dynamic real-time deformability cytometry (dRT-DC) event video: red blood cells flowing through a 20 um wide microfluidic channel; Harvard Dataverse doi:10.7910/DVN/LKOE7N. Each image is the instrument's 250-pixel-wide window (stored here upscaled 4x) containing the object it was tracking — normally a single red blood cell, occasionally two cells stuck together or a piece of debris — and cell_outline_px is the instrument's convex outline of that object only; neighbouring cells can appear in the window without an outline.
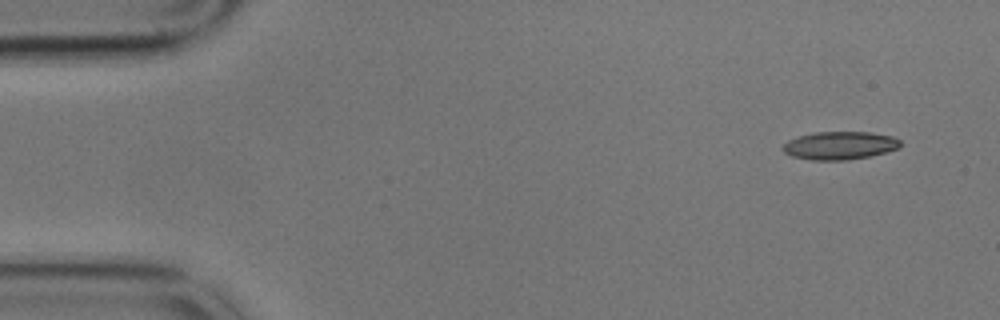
{"species": "common noctule bat (a hibernating species)", "species_latin": "Nyctalus noctula", "temperature_condition": "cold", "stored_images_in_passage": 55, "camera_frame_rate_fps": 3000, "um_per_image_px": 0.085, "animal": {"sex": "male", "body_mass_g": 17.9}, "frame": {"image": 1, "passage_image": 1, "time_ms": 0.0, "image_size_px": [1000, 320], "cell_outline_px": [[900, 148], [868, 156], [848, 160], [812, 160], [792, 156], [784, 152], [780, 148], [788, 140], [800, 136], [816, 132], [872, 132], [892, 136], [900, 140]], "centroid_in_image_um": [71.37, 12.36], "position_along_channel_um": 13.6, "area_um2": 19.13}}
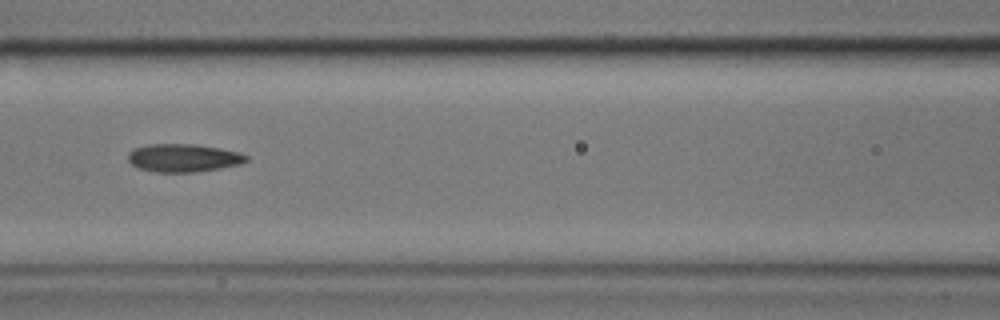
{"frame": {"image": 2, "passage_image": 22, "time_ms": 7.0, "image_size_px": [1000, 320], "cell_outline_px": [[248, 160], [240, 164], [220, 168], [196, 172], [156, 172], [140, 168], [132, 164], [128, 160], [128, 152], [132, 148], [148, 144], [196, 144], [220, 148], [240, 152], [248, 156]], "centroid_in_image_um": [15.59, 13.41], "position_along_channel_um": 151.0, "area_um2": 19.42}}
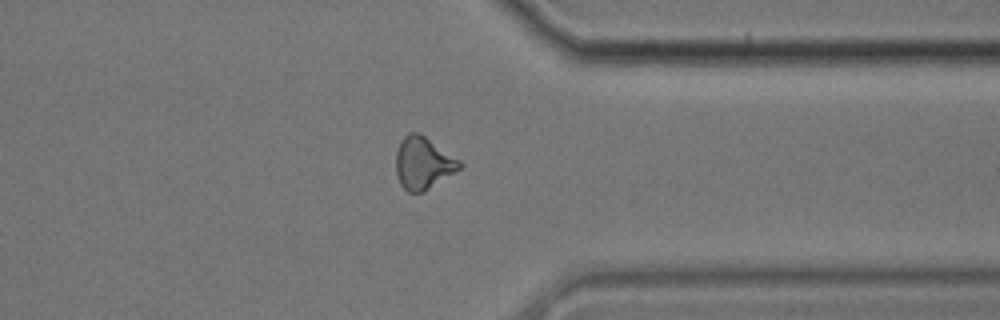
{"frame": {"image": 3, "passage_image": 42, "time_ms": 13.667, "image_size_px": [1000, 320], "cell_outline_px": [[464, 164], [460, 168], [424, 192], [408, 192], [400, 184], [396, 176], [396, 152], [400, 140], [408, 132], [416, 132], [424, 136], [460, 160]], "centroid_in_image_um": [35.94, 13.86], "position_along_channel_um": 375.5, "area_um2": 19.25}, "authors_computed_cell_mechanics": {"area_um2": 19.363, "velocity_mm_per_s": 3.445, "shape_relaxation_time_tau1_ms": 6.4001, "shape_relaxation_time_tau2_ms": 4.0895, "deformation_change_tau1": 0.164, "deformation_change_tau2": 0.1205}}